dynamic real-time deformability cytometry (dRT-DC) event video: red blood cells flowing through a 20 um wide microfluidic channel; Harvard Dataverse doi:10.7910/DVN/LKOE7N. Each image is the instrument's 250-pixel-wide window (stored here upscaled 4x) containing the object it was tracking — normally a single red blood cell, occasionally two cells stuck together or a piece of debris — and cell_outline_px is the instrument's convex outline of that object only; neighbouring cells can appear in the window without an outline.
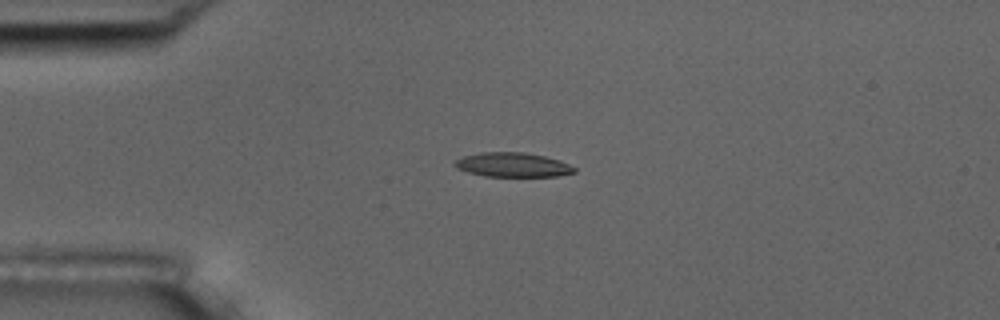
{"species": "common noctule bat (a hibernating species)", "species_latin": "Nyctalus noctula", "temperature_condition": "room temperature", "stored_images_in_passage": 11, "camera_frame_rate_fps": 3000, "um_per_image_px": 0.085, "animal": {"sex": "male", "body_mass_g": 17.5, "forearm_length_mm": 52.3}, "frame": {"image": 1, "passage_image": 4, "time_ms": 4.333, "image_size_px": [1000, 320], "cell_outline_px": [[576, 172], [556, 176], [484, 176], [468, 172], [456, 168], [452, 164], [452, 160], [464, 156], [480, 152], [524, 152], [544, 156], [560, 160], [576, 168]], "centroid_in_image_um": [43.53, 14.0], "position_along_channel_um": 41.5, "area_um2": 17.05}}
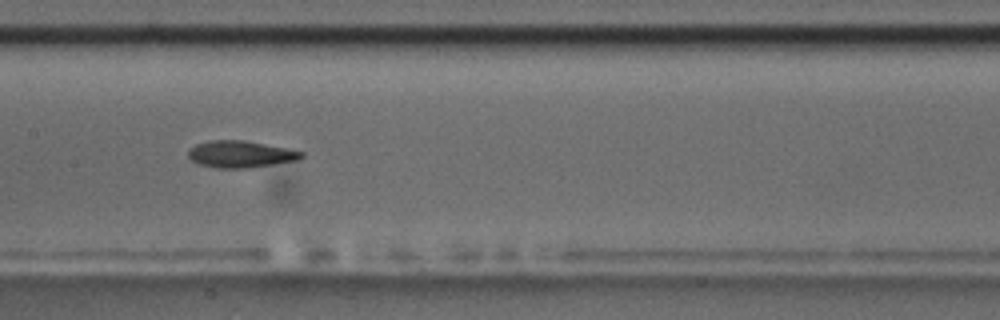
{"frame": {"image": 2, "passage_image": 8, "time_ms": 9.0, "image_size_px": [1000, 320], "cell_outline_px": [[304, 156], [300, 160], [248, 168], [216, 168], [200, 164], [192, 160], [188, 156], [188, 148], [196, 144], [208, 140], [244, 140], [288, 148], [304, 152]], "centroid_in_image_um": [20.46, 13.1], "position_along_channel_um": 186.9, "area_um2": 17.86}}
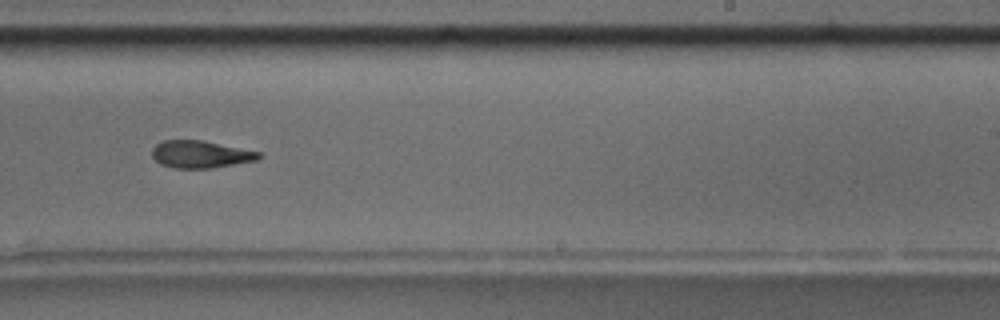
{"frame": {"image": 3, "passage_image": 10, "time_ms": 11.333, "image_size_px": [1000, 320], "cell_outline_px": [[260, 156], [256, 160], [212, 168], [176, 168], [160, 164], [152, 156], [152, 148], [156, 144], [164, 140], [200, 140], [260, 152]], "centroid_in_image_um": [17.0, 13.12], "position_along_channel_um": 272.0, "area_um2": 16.7}}